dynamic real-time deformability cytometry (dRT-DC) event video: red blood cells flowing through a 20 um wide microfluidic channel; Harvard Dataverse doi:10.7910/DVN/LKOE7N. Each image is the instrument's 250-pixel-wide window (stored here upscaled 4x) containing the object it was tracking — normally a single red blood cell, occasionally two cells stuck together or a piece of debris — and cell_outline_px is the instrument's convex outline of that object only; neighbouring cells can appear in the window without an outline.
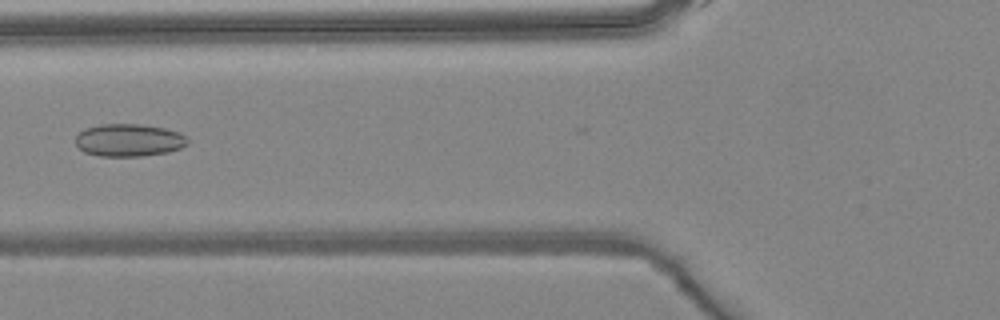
{"species": "common noctule bat (a hibernating species)", "species_latin": "Nyctalus noctula", "temperature_condition": "warm", "stored_images_in_passage": 4, "camera_frame_rate_fps": 3000, "um_per_image_px": 0.085, "animal": {"sex": "female", "body_mass_g": 24.6, "forearm_length_mm": 56.2}, "frame": {"image": 1, "passage_image": 4, "time_ms": 3.667, "image_size_px": [1000, 320], "cell_outline_px": [[188, 144], [180, 148], [168, 152], [144, 156], [100, 156], [84, 152], [76, 144], [76, 136], [80, 132], [88, 128], [100, 124], [140, 124], [164, 128], [180, 132], [188, 140]], "centroid_in_image_um": [10.97, 11.92], "position_along_channel_um": 114.8, "area_um2": 21.21}}